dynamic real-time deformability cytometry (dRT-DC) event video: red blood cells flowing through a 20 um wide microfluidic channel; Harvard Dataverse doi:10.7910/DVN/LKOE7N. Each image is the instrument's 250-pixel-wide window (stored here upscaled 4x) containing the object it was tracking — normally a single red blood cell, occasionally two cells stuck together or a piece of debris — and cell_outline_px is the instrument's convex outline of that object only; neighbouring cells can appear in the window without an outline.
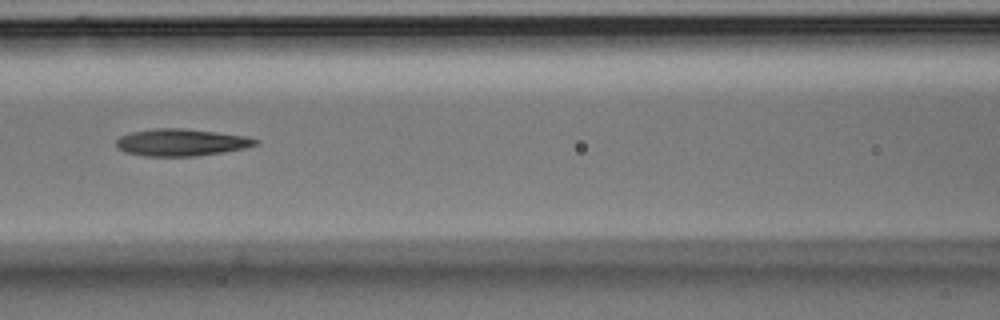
{"species": "Egyptian fruit bat (a non-hibernating species)", "species_latin": "Rousettus aegyptiacus", "temperature_condition": "room temperature", "stored_images_in_passage": 15, "camera_frame_rate_fps": 3000, "um_per_image_px": 0.085, "animal": {"sex": "male"}, "frame": {"image": 1, "passage_image": 9, "time_ms": 2.667, "image_size_px": [1000, 320], "cell_outline_px": [[260, 144], [244, 148], [196, 156], [144, 156], [124, 152], [116, 148], [116, 140], [120, 136], [128, 132], [152, 128], [184, 128], [248, 136], [260, 140]], "centroid_in_image_um": [15.38, 12.09], "position_along_channel_um": 151.2, "area_um2": 22.25}}